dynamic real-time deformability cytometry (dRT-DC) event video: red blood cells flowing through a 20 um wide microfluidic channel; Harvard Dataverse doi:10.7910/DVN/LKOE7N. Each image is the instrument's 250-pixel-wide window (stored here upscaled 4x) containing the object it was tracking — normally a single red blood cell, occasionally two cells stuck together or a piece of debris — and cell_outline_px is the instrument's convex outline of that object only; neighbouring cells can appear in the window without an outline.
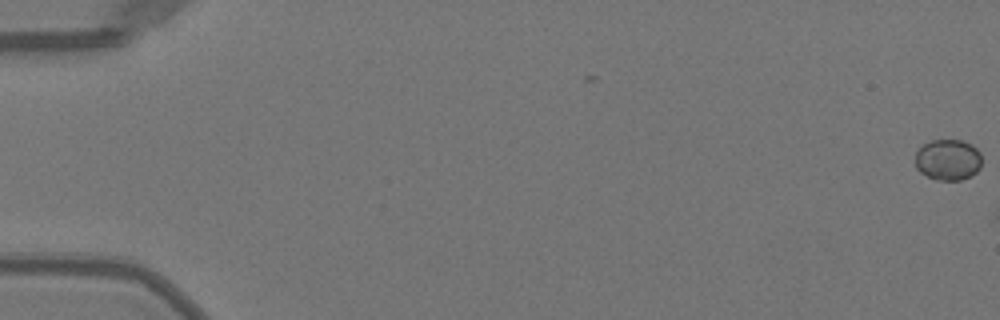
{"species": "Egyptian fruit bat (a non-hibernating species)", "species_latin": "Rousettus aegyptiacus", "temperature_condition": "warm", "stored_images_in_passage": 2, "camera_frame_rate_fps": 3000, "um_per_image_px": 0.085, "animal": {"sex": "female"}, "frame": {"image": 1, "passage_image": 2, "time_ms": 0.333, "image_size_px": [1000, 320], "cell_outline_px": [[980, 168], [976, 172], [960, 180], [936, 180], [920, 172], [916, 168], [916, 152], [924, 144], [932, 140], [964, 140], [972, 144], [980, 152]], "centroid_in_image_um": [80.58, 13.57], "position_along_channel_um": 4.4, "area_um2": 15.84}}